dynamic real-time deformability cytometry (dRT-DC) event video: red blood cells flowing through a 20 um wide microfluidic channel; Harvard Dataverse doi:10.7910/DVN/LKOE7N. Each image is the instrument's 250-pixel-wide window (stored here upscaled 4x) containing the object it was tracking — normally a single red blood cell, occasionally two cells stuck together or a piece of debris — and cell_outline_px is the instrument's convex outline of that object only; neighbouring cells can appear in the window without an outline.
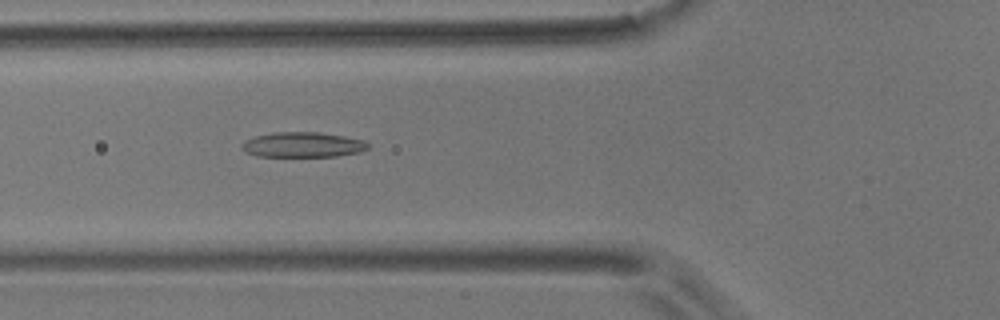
{"species": "common noctule bat (a hibernating species)", "species_latin": "Nyctalus noctula", "temperature_condition": "room temperature", "stored_images_in_passage": 2, "camera_frame_rate_fps": 3000, "um_per_image_px": 0.085, "animal": {"sex": "male", "body_mass_g": 17.9}, "frame": {"image": 1, "passage_image": 2, "time_ms": 0.333, "image_size_px": [1000, 320], "cell_outline_px": [[368, 148], [360, 152], [336, 156], [256, 156], [244, 152], [240, 148], [240, 144], [244, 140], [256, 136], [272, 132], [320, 132], [344, 136], [364, 140], [368, 144]], "centroid_in_image_um": [25.68, 12.3], "position_along_channel_um": 100.1, "area_um2": 18.61}}